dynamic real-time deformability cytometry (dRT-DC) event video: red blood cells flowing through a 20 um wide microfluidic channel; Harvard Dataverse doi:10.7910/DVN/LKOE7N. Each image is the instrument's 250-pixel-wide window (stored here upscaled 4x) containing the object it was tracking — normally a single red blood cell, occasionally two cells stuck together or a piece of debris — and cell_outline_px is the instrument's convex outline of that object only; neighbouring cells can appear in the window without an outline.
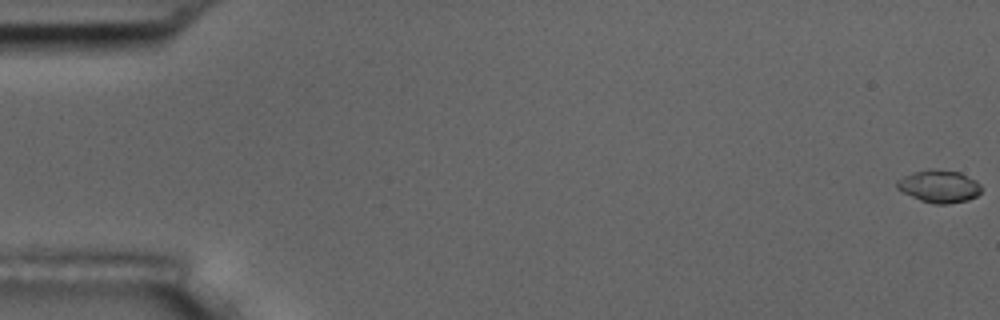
{"species": "common noctule bat (a hibernating species)", "species_latin": "Nyctalus noctula", "temperature_condition": "room temperature", "stored_images_in_passage": 55, "camera_frame_rate_fps": 3000, "um_per_image_px": 0.085, "animal": {"sex": "male", "body_mass_g": 17.5, "forearm_length_mm": 52.3}, "frame": {"image": 1, "passage_image": 1, "time_ms": 0.0, "image_size_px": [1000, 320], "cell_outline_px": [[980, 192], [976, 196], [968, 200], [948, 204], [936, 204], [920, 200], [896, 188], [896, 180], [912, 172], [928, 168], [932, 168], [960, 172], [976, 180], [980, 184]], "centroid_in_image_um": [79.81, 15.82], "position_along_channel_um": 5.2, "area_um2": 16.07}}
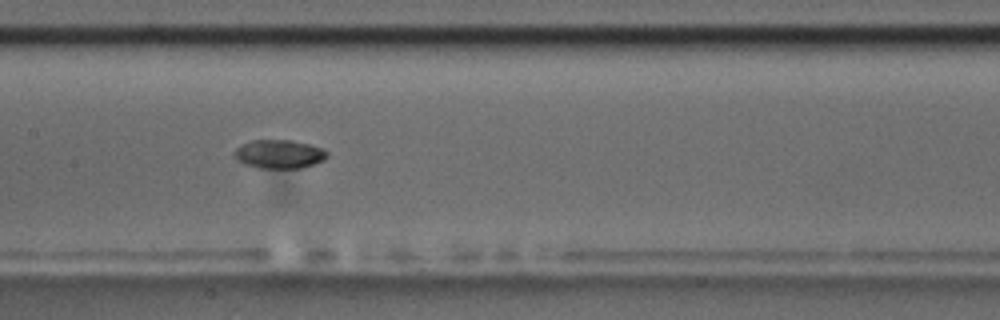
{"frame": {"image": 2, "passage_image": 28, "time_ms": 9.0, "image_size_px": [1000, 320], "cell_outline_px": [[328, 156], [324, 160], [316, 164], [300, 168], [260, 168], [244, 164], [236, 160], [232, 152], [236, 148], [252, 140], [292, 140], [324, 148], [328, 152]], "centroid_in_image_um": [23.74, 13.1], "position_along_channel_um": 183.7, "area_um2": 15.66}}
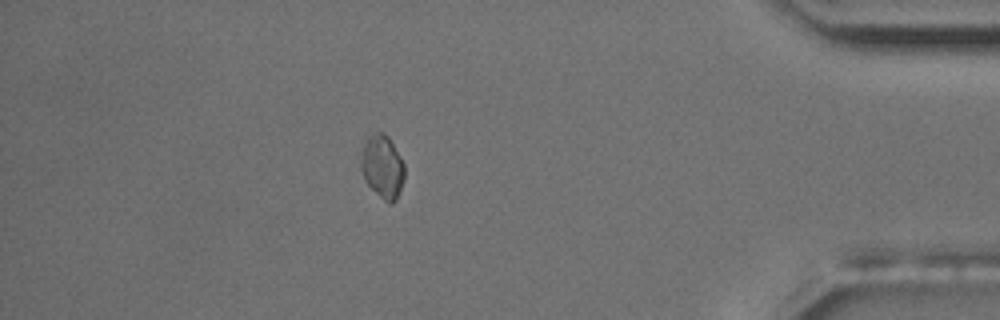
{"frame": {"image": 3, "passage_image": 49, "time_ms": 16.0, "image_size_px": [1000, 320], "cell_outline_px": [[404, 180], [396, 200], [392, 204], [388, 204], [364, 180], [360, 168], [360, 160], [364, 144], [368, 136], [376, 132], [384, 132], [388, 136], [400, 156], [404, 164]], "centroid_in_image_um": [32.5, 14.17], "position_along_channel_um": 402.7, "area_um2": 16.07}, "authors_computed_cell_mechanics": {"area_um2": 15.6638, "velocity_mm_per_s": 3.7232, "shape_relaxation_time_tau1_ms": 10.406, "shape_relaxation_time_tau2_ms": null, "deformation_change_tau1": 0.162, "deformation_change_tau2": null}}